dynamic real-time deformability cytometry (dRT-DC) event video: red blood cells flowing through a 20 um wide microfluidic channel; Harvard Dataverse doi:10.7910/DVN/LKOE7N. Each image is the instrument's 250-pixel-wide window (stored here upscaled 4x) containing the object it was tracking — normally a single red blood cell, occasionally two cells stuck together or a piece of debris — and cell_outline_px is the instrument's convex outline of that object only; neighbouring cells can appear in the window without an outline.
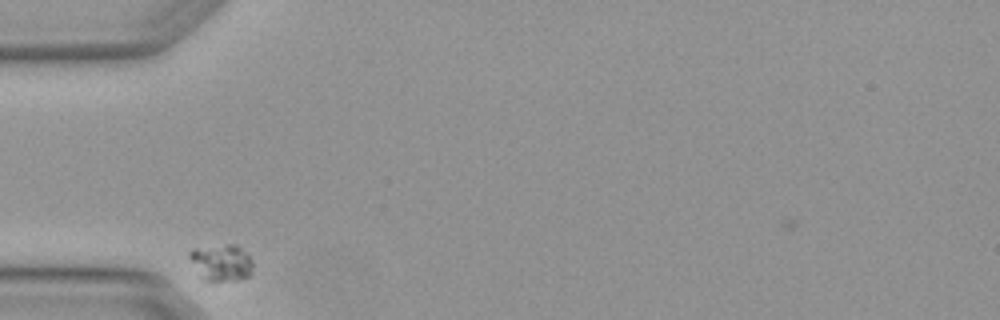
{"species": "Egyptian fruit bat (a non-hibernating species)", "species_latin": "Rousettus aegyptiacus", "temperature_condition": "warm", "stored_images_in_passage": 3, "camera_frame_rate_fps": 3000, "um_per_image_px": 0.085, "animal": {"sex": "female"}, "frame": {"image": 1, "passage_image": 1, "time_ms": 0.0, "image_size_px": [1000, 320], "cell_outline_px": [[252, 272], [248, 276], [240, 280], [204, 280], [188, 256], [188, 252], [192, 248], [228, 244], [236, 244], [252, 260]], "centroid_in_image_um": [18.81, 22.3], "position_along_channel_um": 66.2, "area_um2": 13.35}}
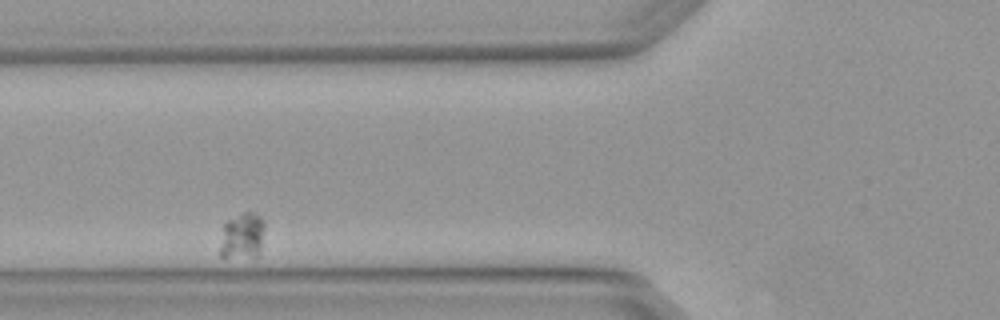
{"frame": {"image": 2, "passage_image": 2, "time_ms": 0.333, "image_size_px": [1000, 320], "cell_outline_px": [[264, 228], [260, 248], [256, 256], [220, 256], [220, 248], [224, 224], [228, 220], [244, 212], [252, 212], [260, 216], [264, 220]], "centroid_in_image_um": [20.61, 20.02], "position_along_channel_um": 105.2, "area_um2": 11.62}}